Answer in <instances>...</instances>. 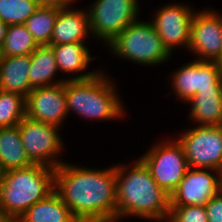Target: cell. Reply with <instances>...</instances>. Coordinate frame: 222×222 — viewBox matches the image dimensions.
<instances>
[{
	"mask_svg": "<svg viewBox=\"0 0 222 222\" xmlns=\"http://www.w3.org/2000/svg\"><path fill=\"white\" fill-rule=\"evenodd\" d=\"M168 3L159 7L151 23L160 36L163 45L173 54V48H186L190 41L191 21L194 10L187 4Z\"/></svg>",
	"mask_w": 222,
	"mask_h": 222,
	"instance_id": "12",
	"label": "cell"
},
{
	"mask_svg": "<svg viewBox=\"0 0 222 222\" xmlns=\"http://www.w3.org/2000/svg\"><path fill=\"white\" fill-rule=\"evenodd\" d=\"M208 222H222V190L204 205Z\"/></svg>",
	"mask_w": 222,
	"mask_h": 222,
	"instance_id": "27",
	"label": "cell"
},
{
	"mask_svg": "<svg viewBox=\"0 0 222 222\" xmlns=\"http://www.w3.org/2000/svg\"><path fill=\"white\" fill-rule=\"evenodd\" d=\"M26 101V117L61 127L68 117L65 82L53 86L34 88Z\"/></svg>",
	"mask_w": 222,
	"mask_h": 222,
	"instance_id": "14",
	"label": "cell"
},
{
	"mask_svg": "<svg viewBox=\"0 0 222 222\" xmlns=\"http://www.w3.org/2000/svg\"><path fill=\"white\" fill-rule=\"evenodd\" d=\"M25 116V97L0 89V128L16 126Z\"/></svg>",
	"mask_w": 222,
	"mask_h": 222,
	"instance_id": "24",
	"label": "cell"
},
{
	"mask_svg": "<svg viewBox=\"0 0 222 222\" xmlns=\"http://www.w3.org/2000/svg\"><path fill=\"white\" fill-rule=\"evenodd\" d=\"M187 103L192 104L189 119L196 125H222V89L201 90Z\"/></svg>",
	"mask_w": 222,
	"mask_h": 222,
	"instance_id": "18",
	"label": "cell"
},
{
	"mask_svg": "<svg viewBox=\"0 0 222 222\" xmlns=\"http://www.w3.org/2000/svg\"><path fill=\"white\" fill-rule=\"evenodd\" d=\"M55 190V169L32 164L2 173L0 183V216L17 219L36 202Z\"/></svg>",
	"mask_w": 222,
	"mask_h": 222,
	"instance_id": "3",
	"label": "cell"
},
{
	"mask_svg": "<svg viewBox=\"0 0 222 222\" xmlns=\"http://www.w3.org/2000/svg\"><path fill=\"white\" fill-rule=\"evenodd\" d=\"M2 170H1V168H0V183H1V180H2Z\"/></svg>",
	"mask_w": 222,
	"mask_h": 222,
	"instance_id": "32",
	"label": "cell"
},
{
	"mask_svg": "<svg viewBox=\"0 0 222 222\" xmlns=\"http://www.w3.org/2000/svg\"><path fill=\"white\" fill-rule=\"evenodd\" d=\"M49 46L53 48L58 71H62L63 74H72V77H67L66 80H87L94 77L100 71L97 69L83 73L87 70L91 61L95 59V57L90 55V50H88V46L84 42Z\"/></svg>",
	"mask_w": 222,
	"mask_h": 222,
	"instance_id": "15",
	"label": "cell"
},
{
	"mask_svg": "<svg viewBox=\"0 0 222 222\" xmlns=\"http://www.w3.org/2000/svg\"><path fill=\"white\" fill-rule=\"evenodd\" d=\"M106 46L117 58L144 66L165 63L173 56L163 45L151 21H139V18Z\"/></svg>",
	"mask_w": 222,
	"mask_h": 222,
	"instance_id": "5",
	"label": "cell"
},
{
	"mask_svg": "<svg viewBox=\"0 0 222 222\" xmlns=\"http://www.w3.org/2000/svg\"><path fill=\"white\" fill-rule=\"evenodd\" d=\"M16 222H79L54 190L28 208Z\"/></svg>",
	"mask_w": 222,
	"mask_h": 222,
	"instance_id": "19",
	"label": "cell"
},
{
	"mask_svg": "<svg viewBox=\"0 0 222 222\" xmlns=\"http://www.w3.org/2000/svg\"><path fill=\"white\" fill-rule=\"evenodd\" d=\"M30 55L0 57V89L27 97L33 90L29 81Z\"/></svg>",
	"mask_w": 222,
	"mask_h": 222,
	"instance_id": "17",
	"label": "cell"
},
{
	"mask_svg": "<svg viewBox=\"0 0 222 222\" xmlns=\"http://www.w3.org/2000/svg\"><path fill=\"white\" fill-rule=\"evenodd\" d=\"M18 126L26 155L33 164L56 169L64 162L58 158L64 150V142L58 133L60 127L35 121L26 116Z\"/></svg>",
	"mask_w": 222,
	"mask_h": 222,
	"instance_id": "8",
	"label": "cell"
},
{
	"mask_svg": "<svg viewBox=\"0 0 222 222\" xmlns=\"http://www.w3.org/2000/svg\"><path fill=\"white\" fill-rule=\"evenodd\" d=\"M32 164L26 155L19 126L0 128V168L2 172L25 168Z\"/></svg>",
	"mask_w": 222,
	"mask_h": 222,
	"instance_id": "21",
	"label": "cell"
},
{
	"mask_svg": "<svg viewBox=\"0 0 222 222\" xmlns=\"http://www.w3.org/2000/svg\"><path fill=\"white\" fill-rule=\"evenodd\" d=\"M92 36L89 15L86 10L69 8H59L56 18L50 45L86 42V37Z\"/></svg>",
	"mask_w": 222,
	"mask_h": 222,
	"instance_id": "16",
	"label": "cell"
},
{
	"mask_svg": "<svg viewBox=\"0 0 222 222\" xmlns=\"http://www.w3.org/2000/svg\"><path fill=\"white\" fill-rule=\"evenodd\" d=\"M195 59L173 72L169 94L187 102L197 92L206 89H222V68L216 61Z\"/></svg>",
	"mask_w": 222,
	"mask_h": 222,
	"instance_id": "10",
	"label": "cell"
},
{
	"mask_svg": "<svg viewBox=\"0 0 222 222\" xmlns=\"http://www.w3.org/2000/svg\"><path fill=\"white\" fill-rule=\"evenodd\" d=\"M166 222H208L204 205H170Z\"/></svg>",
	"mask_w": 222,
	"mask_h": 222,
	"instance_id": "26",
	"label": "cell"
},
{
	"mask_svg": "<svg viewBox=\"0 0 222 222\" xmlns=\"http://www.w3.org/2000/svg\"><path fill=\"white\" fill-rule=\"evenodd\" d=\"M40 5L35 0H0V20L5 24H25Z\"/></svg>",
	"mask_w": 222,
	"mask_h": 222,
	"instance_id": "25",
	"label": "cell"
},
{
	"mask_svg": "<svg viewBox=\"0 0 222 222\" xmlns=\"http://www.w3.org/2000/svg\"><path fill=\"white\" fill-rule=\"evenodd\" d=\"M217 64H219L222 68V54L220 56V58L216 61Z\"/></svg>",
	"mask_w": 222,
	"mask_h": 222,
	"instance_id": "31",
	"label": "cell"
},
{
	"mask_svg": "<svg viewBox=\"0 0 222 222\" xmlns=\"http://www.w3.org/2000/svg\"><path fill=\"white\" fill-rule=\"evenodd\" d=\"M55 191L79 222H116L115 165L91 169L63 162L55 169Z\"/></svg>",
	"mask_w": 222,
	"mask_h": 222,
	"instance_id": "1",
	"label": "cell"
},
{
	"mask_svg": "<svg viewBox=\"0 0 222 222\" xmlns=\"http://www.w3.org/2000/svg\"><path fill=\"white\" fill-rule=\"evenodd\" d=\"M40 6L57 7V8H69L77 0H35Z\"/></svg>",
	"mask_w": 222,
	"mask_h": 222,
	"instance_id": "28",
	"label": "cell"
},
{
	"mask_svg": "<svg viewBox=\"0 0 222 222\" xmlns=\"http://www.w3.org/2000/svg\"><path fill=\"white\" fill-rule=\"evenodd\" d=\"M176 139L183 147L188 167L222 172V125H197Z\"/></svg>",
	"mask_w": 222,
	"mask_h": 222,
	"instance_id": "9",
	"label": "cell"
},
{
	"mask_svg": "<svg viewBox=\"0 0 222 222\" xmlns=\"http://www.w3.org/2000/svg\"><path fill=\"white\" fill-rule=\"evenodd\" d=\"M30 61L29 81L30 86L33 89L38 87L53 86L66 81V78L54 81L58 68L56 65L53 48L51 46H38L30 55Z\"/></svg>",
	"mask_w": 222,
	"mask_h": 222,
	"instance_id": "20",
	"label": "cell"
},
{
	"mask_svg": "<svg viewBox=\"0 0 222 222\" xmlns=\"http://www.w3.org/2000/svg\"><path fill=\"white\" fill-rule=\"evenodd\" d=\"M221 190V171L189 167L179 186L171 194L170 205H205Z\"/></svg>",
	"mask_w": 222,
	"mask_h": 222,
	"instance_id": "13",
	"label": "cell"
},
{
	"mask_svg": "<svg viewBox=\"0 0 222 222\" xmlns=\"http://www.w3.org/2000/svg\"><path fill=\"white\" fill-rule=\"evenodd\" d=\"M59 8L40 6L25 22V26L39 46L50 45Z\"/></svg>",
	"mask_w": 222,
	"mask_h": 222,
	"instance_id": "23",
	"label": "cell"
},
{
	"mask_svg": "<svg viewBox=\"0 0 222 222\" xmlns=\"http://www.w3.org/2000/svg\"><path fill=\"white\" fill-rule=\"evenodd\" d=\"M116 222L136 216L142 219L166 222L170 195L152 178L150 170L138 157L133 164H115Z\"/></svg>",
	"mask_w": 222,
	"mask_h": 222,
	"instance_id": "2",
	"label": "cell"
},
{
	"mask_svg": "<svg viewBox=\"0 0 222 222\" xmlns=\"http://www.w3.org/2000/svg\"><path fill=\"white\" fill-rule=\"evenodd\" d=\"M7 28L8 25L5 24L2 20H0V48L2 47L3 42L5 40Z\"/></svg>",
	"mask_w": 222,
	"mask_h": 222,
	"instance_id": "29",
	"label": "cell"
},
{
	"mask_svg": "<svg viewBox=\"0 0 222 222\" xmlns=\"http://www.w3.org/2000/svg\"><path fill=\"white\" fill-rule=\"evenodd\" d=\"M0 222H16V221L11 220V219H6L0 216Z\"/></svg>",
	"mask_w": 222,
	"mask_h": 222,
	"instance_id": "30",
	"label": "cell"
},
{
	"mask_svg": "<svg viewBox=\"0 0 222 222\" xmlns=\"http://www.w3.org/2000/svg\"><path fill=\"white\" fill-rule=\"evenodd\" d=\"M38 46L25 24L9 25L0 53L2 56L31 55Z\"/></svg>",
	"mask_w": 222,
	"mask_h": 222,
	"instance_id": "22",
	"label": "cell"
},
{
	"mask_svg": "<svg viewBox=\"0 0 222 222\" xmlns=\"http://www.w3.org/2000/svg\"><path fill=\"white\" fill-rule=\"evenodd\" d=\"M218 11H195L191 21L188 52L198 60L217 61L222 54V15Z\"/></svg>",
	"mask_w": 222,
	"mask_h": 222,
	"instance_id": "11",
	"label": "cell"
},
{
	"mask_svg": "<svg viewBox=\"0 0 222 222\" xmlns=\"http://www.w3.org/2000/svg\"><path fill=\"white\" fill-rule=\"evenodd\" d=\"M140 159L150 170L152 178L170 196L188 170L182 145L174 137L153 144Z\"/></svg>",
	"mask_w": 222,
	"mask_h": 222,
	"instance_id": "6",
	"label": "cell"
},
{
	"mask_svg": "<svg viewBox=\"0 0 222 222\" xmlns=\"http://www.w3.org/2000/svg\"><path fill=\"white\" fill-rule=\"evenodd\" d=\"M100 70L87 80H66L65 94L67 113L75 112L82 118L113 120L125 116V107L120 100L113 79Z\"/></svg>",
	"mask_w": 222,
	"mask_h": 222,
	"instance_id": "4",
	"label": "cell"
},
{
	"mask_svg": "<svg viewBox=\"0 0 222 222\" xmlns=\"http://www.w3.org/2000/svg\"><path fill=\"white\" fill-rule=\"evenodd\" d=\"M138 0H95L88 7L89 25L93 39L108 45L127 26L139 18Z\"/></svg>",
	"mask_w": 222,
	"mask_h": 222,
	"instance_id": "7",
	"label": "cell"
}]
</instances>
